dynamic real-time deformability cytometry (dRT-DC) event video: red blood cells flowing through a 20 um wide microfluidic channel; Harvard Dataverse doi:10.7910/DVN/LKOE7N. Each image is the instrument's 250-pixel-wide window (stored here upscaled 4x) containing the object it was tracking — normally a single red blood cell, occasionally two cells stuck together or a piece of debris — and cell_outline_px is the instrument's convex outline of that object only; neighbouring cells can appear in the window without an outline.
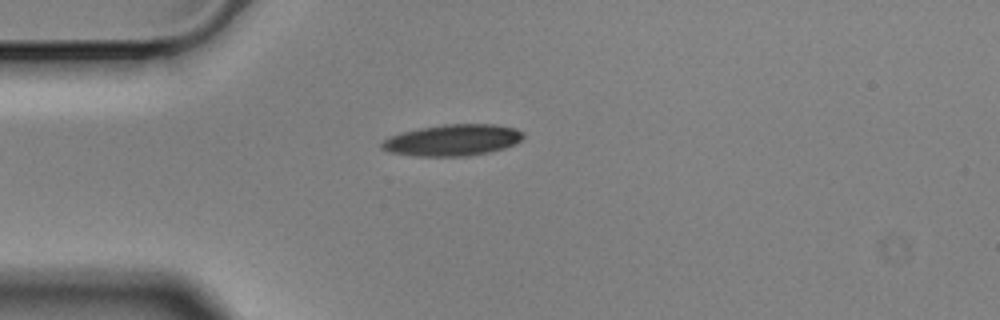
{"species": "Egyptian fruit bat (a non-hibernating species)", "species_latin": "Rousettus aegyptiacus", "temperature_condition": "cold", "stored_images_in_passage": 3, "camera_frame_rate_fps": 3000, "um_per_image_px": 0.085, "animal": {"sex": "male"}, "frame": {"image": 1, "passage_image": 3, "time_ms": 0.667, "image_size_px": [1000, 320], "cell_outline_px": [[524, 136], [516, 144], [504, 148], [488, 152], [468, 156], [416, 156], [388, 152], [380, 148], [380, 144], [384, 140], [400, 132], [420, 128], [444, 124], [496, 124], [516, 128], [524, 132]], "centroid_in_image_um": [38.48, 11.91], "position_along_channel_um": 46.5, "area_um2": 26.01}}